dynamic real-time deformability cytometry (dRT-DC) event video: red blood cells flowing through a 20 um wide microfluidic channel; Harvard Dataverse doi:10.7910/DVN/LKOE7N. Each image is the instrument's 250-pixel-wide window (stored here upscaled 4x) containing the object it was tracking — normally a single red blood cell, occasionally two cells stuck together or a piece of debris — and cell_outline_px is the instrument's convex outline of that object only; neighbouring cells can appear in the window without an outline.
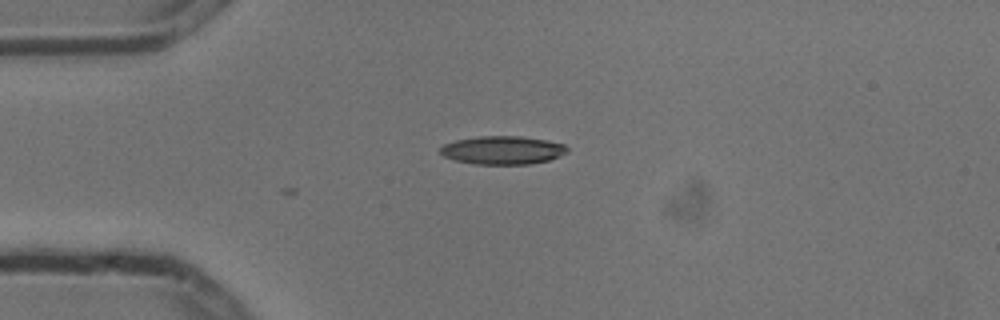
{"species": "common noctule bat (a hibernating species)", "species_latin": "Nyctalus noctula", "temperature_condition": "cold", "stored_images_in_passage": 4, "camera_frame_rate_fps": 3000, "um_per_image_px": 0.085, "animal": {"sex": "male", "body_mass_g": 13.3}, "frame": {"image": 1, "passage_image": 1, "time_ms": 0.0, "image_size_px": [1000, 320], "cell_outline_px": [[568, 152], [560, 156], [548, 160], [528, 164], [476, 164], [452, 160], [444, 156], [440, 152], [440, 148], [444, 144], [456, 140], [480, 136], [520, 136], [544, 140], [564, 144], [568, 148]], "centroid_in_image_um": [42.71, 12.77], "position_along_channel_um": 42.3, "area_um2": 20.87}}
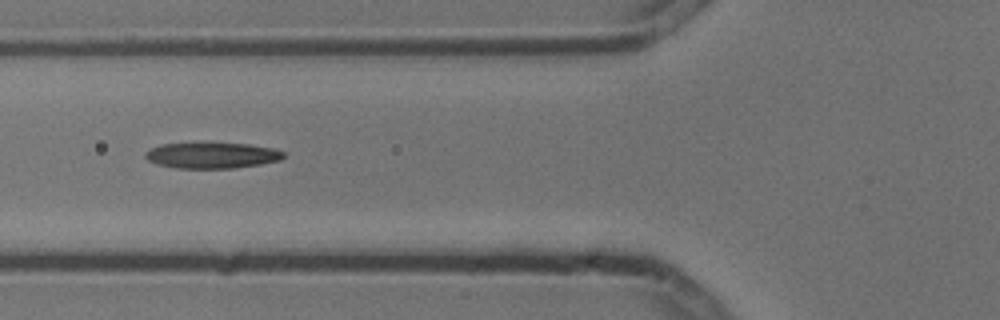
{"frame": {"image": 2, "passage_image": 3, "time_ms": 0.667, "image_size_px": [1000, 320], "cell_outline_px": [[284, 156], [280, 160], [260, 164], [232, 168], [176, 168], [156, 164], [148, 160], [144, 156], [144, 152], [160, 144], [204, 140], [248, 144], [272, 148], [284, 152]], "centroid_in_image_um": [17.95, 13.16], "position_along_channel_um": 107.9, "area_um2": 21.73}}
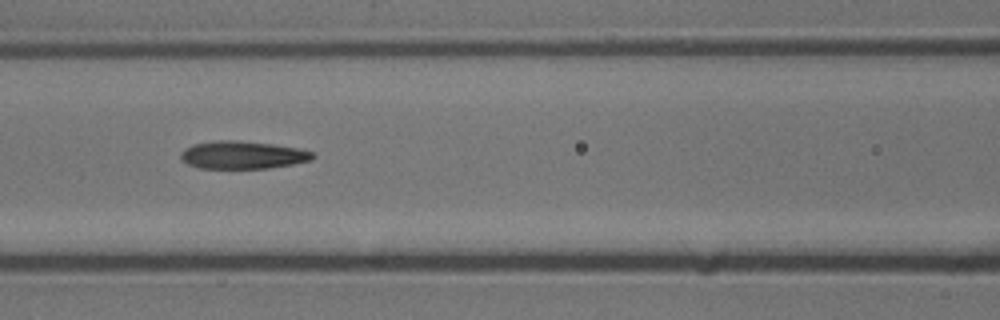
{"frame": {"image": 3, "passage_image": 4, "time_ms": 1.0, "image_size_px": [1000, 320], "cell_outline_px": [[316, 156], [312, 160], [292, 164], [268, 168], [200, 168], [188, 164], [180, 156], [180, 152], [184, 148], [192, 144], [216, 140], [236, 140], [272, 144], [300, 148], [312, 152]], "centroid_in_image_um": [20.62, 13.16], "position_along_channel_um": 146.0, "area_um2": 21.39}}